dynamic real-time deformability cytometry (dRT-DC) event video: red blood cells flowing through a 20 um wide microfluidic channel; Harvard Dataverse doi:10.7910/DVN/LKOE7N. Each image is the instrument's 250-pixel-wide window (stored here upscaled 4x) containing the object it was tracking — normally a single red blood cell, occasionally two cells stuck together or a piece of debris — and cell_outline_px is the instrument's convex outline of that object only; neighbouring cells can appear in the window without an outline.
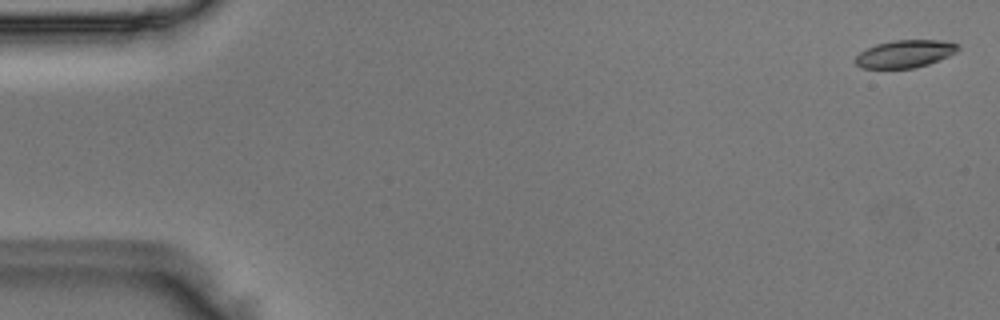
{"species": "Egyptian fruit bat (a non-hibernating species)", "species_latin": "Rousettus aegyptiacus", "temperature_condition": "room temperature", "stored_images_in_passage": 14, "camera_frame_rate_fps": 3000, "um_per_image_px": 0.085, "animal": {"sex": "male"}, "frame": {"image": 1, "passage_image": 2, "time_ms": 0.333, "image_size_px": [1000, 320], "cell_outline_px": [[960, 48], [956, 52], [948, 56], [928, 64], [912, 68], [860, 68], [852, 60], [860, 52], [876, 44], [892, 40], [940, 40], [956, 44]], "centroid_in_image_um": [76.87, 4.58], "position_along_channel_um": 8.1, "area_um2": 16.42}}
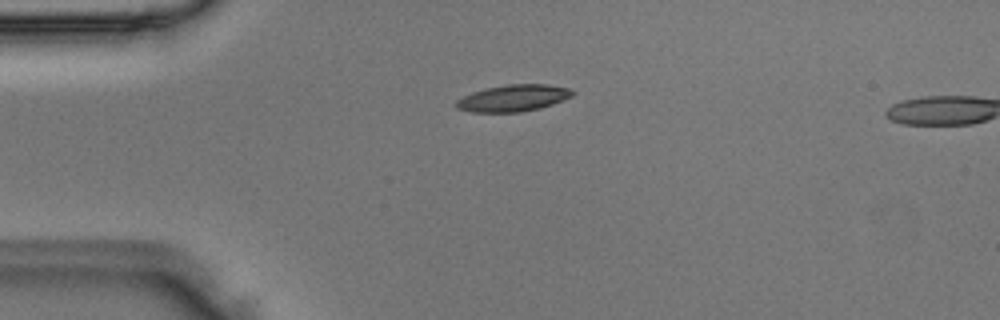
{"frame": {"image": 2, "passage_image": 13, "time_ms": 4.0, "image_size_px": [1000, 320], "cell_outline_px": [[576, 92], [572, 96], [552, 104], [540, 108], [520, 112], [472, 112], [456, 108], [456, 100], [472, 92], [488, 88], [508, 84], [548, 84], [572, 88]], "centroid_in_image_um": [43.66, 8.33], "position_along_channel_um": 41.3, "area_um2": 18.09}}